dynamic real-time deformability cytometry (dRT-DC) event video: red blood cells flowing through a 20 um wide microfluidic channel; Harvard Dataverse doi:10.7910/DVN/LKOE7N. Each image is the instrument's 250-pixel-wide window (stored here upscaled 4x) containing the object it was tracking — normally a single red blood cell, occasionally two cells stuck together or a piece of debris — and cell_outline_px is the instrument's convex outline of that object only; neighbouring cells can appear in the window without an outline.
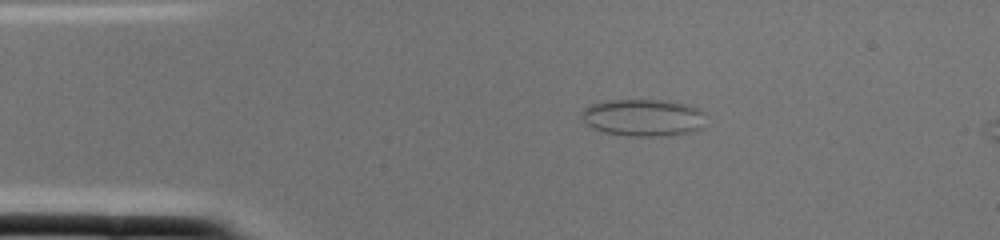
{"species": "common noctule bat (a hibernating species)", "species_latin": "Nyctalus noctula", "temperature_condition": "cold", "stored_images_in_passage": 2, "camera_frame_rate_fps": 3000, "um_per_image_px": 0.085, "animal": {"sex": "female", "body_mass_g": 22.0, "forearm_length_mm": 56.7}, "frame": {"image": 1, "passage_image": 1, "time_ms": 0.0, "image_size_px": [1000, 240], "cell_outline_px": [[704, 112], [700, 128], [692, 132], [664, 136], [628, 136], [604, 132], [592, 128], [580, 116], [584, 108], [592, 104], [608, 100], [656, 100], [688, 104]], "centroid_in_image_um": [54.64, 10.0], "position_along_channel_um": 30.4, "area_um2": 26.65}}